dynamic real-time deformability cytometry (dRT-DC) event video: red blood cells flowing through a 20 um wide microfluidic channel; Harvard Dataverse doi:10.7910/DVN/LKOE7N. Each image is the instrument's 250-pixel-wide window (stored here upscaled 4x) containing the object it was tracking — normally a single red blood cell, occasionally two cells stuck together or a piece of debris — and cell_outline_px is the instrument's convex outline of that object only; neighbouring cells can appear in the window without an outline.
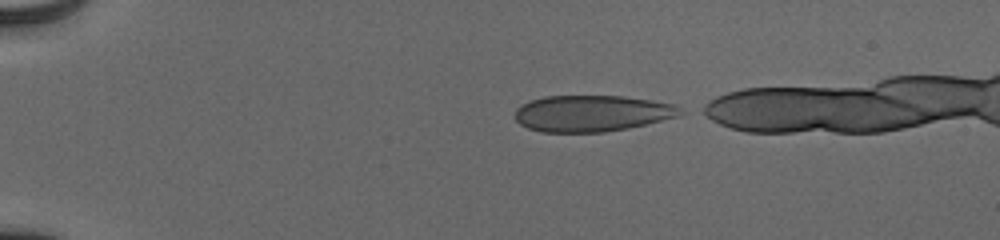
{"species": "human", "species_latin": "Homo sapiens", "temperature_condition": "cold", "stored_images_in_passage": 39, "camera_frame_rate_fps": 3000, "um_per_image_px": 0.085, "donor": {"sex": "male"}, "frame": {"image": 1, "passage_image": 1, "time_ms": 0.0, "image_size_px": [1000, 240], "cell_outline_px": [[688, 112], [676, 116], [628, 128], [604, 132], [540, 132], [528, 128], [520, 124], [516, 120], [516, 108], [520, 104], [544, 96], [624, 96], [652, 100], [672, 104]], "centroid_in_image_um": [50.29, 9.63], "position_along_channel_um": 34.7, "area_um2": 34.91}}
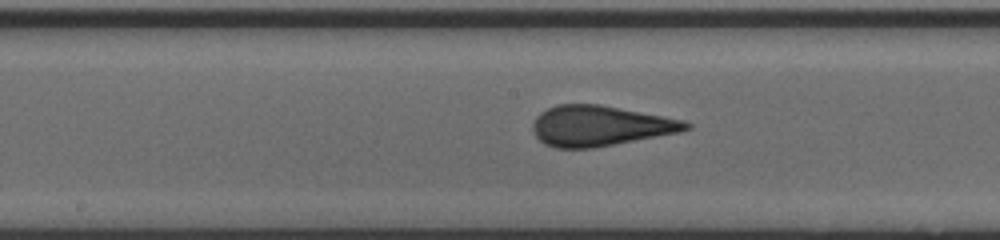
{"frame": {"image": 2, "passage_image": 19, "time_ms": 6.0, "image_size_px": [1000, 240], "cell_outline_px": [[692, 128], [680, 132], [592, 148], [556, 148], [544, 144], [532, 132], [532, 124], [536, 116], [540, 112], [556, 104], [600, 104], [684, 120], [692, 124]], "centroid_in_image_um": [50.98, 10.69], "position_along_channel_um": 197.2, "area_um2": 36.07}}
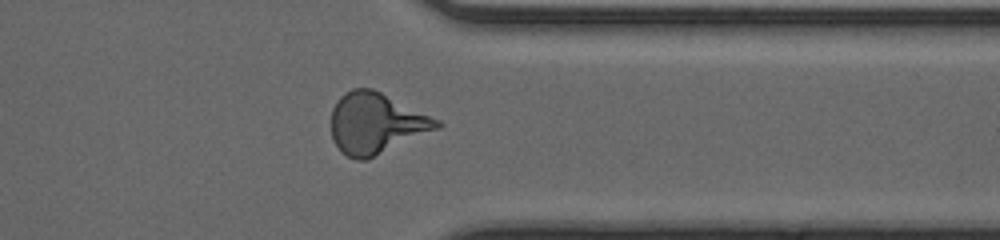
{"frame": {"image": 3, "passage_image": 33, "time_ms": 10.667, "image_size_px": [1000, 240], "cell_outline_px": [[444, 124], [440, 128], [364, 160], [356, 160], [340, 152], [332, 140], [332, 108], [336, 100], [344, 92], [352, 88], [372, 88], [440, 120]], "centroid_in_image_um": [31.94, 10.47], "position_along_channel_um": 379.5, "area_um2": 37.34}}